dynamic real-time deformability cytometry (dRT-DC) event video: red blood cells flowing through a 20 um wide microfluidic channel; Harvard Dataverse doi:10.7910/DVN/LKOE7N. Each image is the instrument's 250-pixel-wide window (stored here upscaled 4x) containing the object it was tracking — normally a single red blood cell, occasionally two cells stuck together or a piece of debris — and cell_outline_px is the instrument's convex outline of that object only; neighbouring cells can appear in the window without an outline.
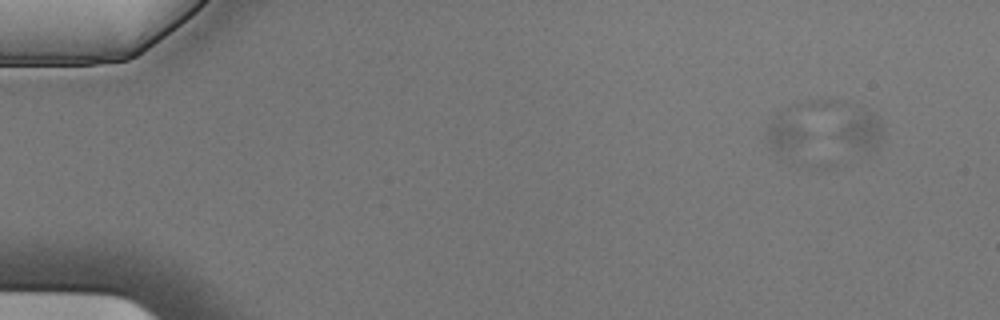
{"species": "Egyptian fruit bat (a non-hibernating species)", "species_latin": "Rousettus aegyptiacus", "temperature_condition": "cold", "stored_images_in_passage": 5, "camera_frame_rate_fps": 3000, "um_per_image_px": 0.085, "animal": {"sex": "male"}, "frame": {"image": 1, "passage_image": 2, "time_ms": 0.333, "image_size_px": [1000, 320], "cell_outline_px": [[880, 140], [872, 148], [784, 156], [768, 148], [768, 124], [780, 112], [792, 104], [808, 100], [840, 100], [856, 104], [880, 116]], "centroid_in_image_um": [69.96, 10.89], "position_along_channel_um": 15.0, "area_um2": 37.17}}